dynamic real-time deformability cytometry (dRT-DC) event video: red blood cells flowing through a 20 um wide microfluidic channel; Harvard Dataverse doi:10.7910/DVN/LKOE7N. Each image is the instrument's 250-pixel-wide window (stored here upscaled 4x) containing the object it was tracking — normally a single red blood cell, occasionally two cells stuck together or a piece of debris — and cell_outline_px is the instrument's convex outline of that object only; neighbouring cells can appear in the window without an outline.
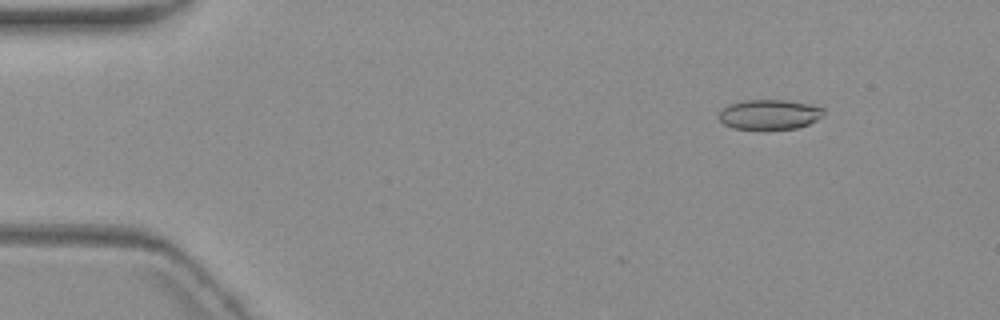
{"species": "common noctule bat (a hibernating species)", "species_latin": "Nyctalus noctula", "temperature_condition": "warm", "stored_images_in_passage": 4, "camera_frame_rate_fps": 3000, "um_per_image_px": 0.085, "animal": {"sex": "female", "body_mass_g": 19.3, "forearm_length_mm": 54.1}, "frame": {"image": 1, "passage_image": 1, "time_ms": 0.0, "image_size_px": [1000, 320], "cell_outline_px": [[824, 116], [808, 124], [796, 128], [764, 132], [732, 128], [724, 124], [716, 116], [720, 108], [728, 104], [740, 100], [784, 100], [808, 104], [824, 108]], "centroid_in_image_um": [65.32, 9.77], "position_along_channel_um": 19.7, "area_um2": 19.19}}
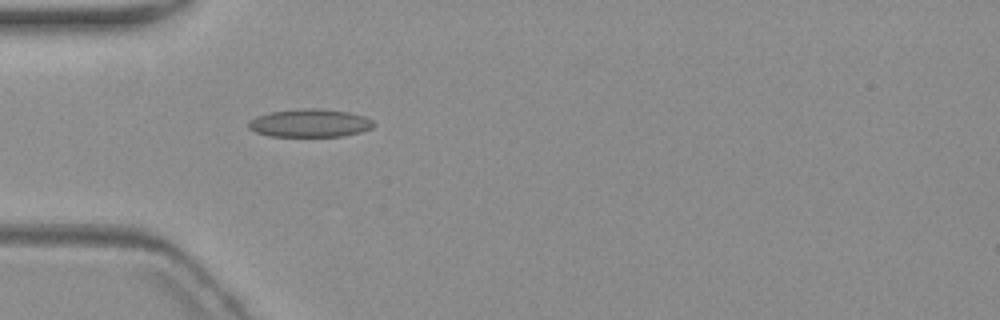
{"frame": {"image": 2, "passage_image": 4, "time_ms": 3.667, "image_size_px": [1000, 320], "cell_outline_px": [[376, 124], [372, 128], [360, 132], [344, 136], [272, 136], [256, 132], [248, 128], [248, 120], [256, 116], [272, 112], [304, 108], [316, 108], [348, 112], [364, 116], [372, 120]], "centroid_in_image_um": [26.35, 10.46], "position_along_channel_um": 58.7, "area_um2": 20.4}}